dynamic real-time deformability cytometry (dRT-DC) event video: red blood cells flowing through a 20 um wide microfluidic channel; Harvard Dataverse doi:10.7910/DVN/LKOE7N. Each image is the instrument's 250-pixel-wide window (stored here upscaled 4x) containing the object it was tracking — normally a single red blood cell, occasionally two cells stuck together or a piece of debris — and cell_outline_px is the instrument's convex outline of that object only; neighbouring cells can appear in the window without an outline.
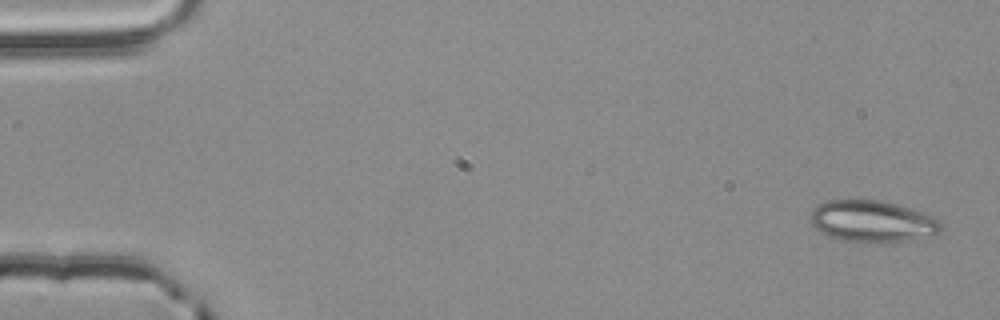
{"species": "common noctule bat (a hibernating species)", "species_latin": "Nyctalus noctula", "temperature_condition": "room temperature", "stored_images_in_passage": 5, "camera_frame_rate_fps": 3000, "um_per_image_px": 0.085, "animal": {"sex": "male", "body_mass_g": 20.4}, "frame": {"image": 1, "passage_image": 1, "time_ms": 0.0, "image_size_px": [1000, 320], "cell_outline_px": [[940, 232], [932, 236], [904, 240], [840, 240], [820, 232], [808, 220], [812, 208], [828, 200], [876, 200], [896, 204], [912, 208], [932, 216], [940, 220]], "centroid_in_image_um": [74.12, 18.77], "position_along_channel_um": 10.9, "area_um2": 30.98}}